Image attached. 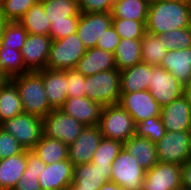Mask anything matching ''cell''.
<instances>
[{
	"label": "cell",
	"instance_id": "e575fe53",
	"mask_svg": "<svg viewBox=\"0 0 191 190\" xmlns=\"http://www.w3.org/2000/svg\"><path fill=\"white\" fill-rule=\"evenodd\" d=\"M156 36L167 51L191 47V27L156 34Z\"/></svg>",
	"mask_w": 191,
	"mask_h": 190
},
{
	"label": "cell",
	"instance_id": "7bdbcfd3",
	"mask_svg": "<svg viewBox=\"0 0 191 190\" xmlns=\"http://www.w3.org/2000/svg\"><path fill=\"white\" fill-rule=\"evenodd\" d=\"M120 40V36L115 31L113 25H111L104 31V34L101 36V38H98L96 47L114 53Z\"/></svg>",
	"mask_w": 191,
	"mask_h": 190
},
{
	"label": "cell",
	"instance_id": "6da1fadb",
	"mask_svg": "<svg viewBox=\"0 0 191 190\" xmlns=\"http://www.w3.org/2000/svg\"><path fill=\"white\" fill-rule=\"evenodd\" d=\"M191 27V2L151 0L146 32L161 34Z\"/></svg>",
	"mask_w": 191,
	"mask_h": 190
},
{
	"label": "cell",
	"instance_id": "f6af8a7d",
	"mask_svg": "<svg viewBox=\"0 0 191 190\" xmlns=\"http://www.w3.org/2000/svg\"><path fill=\"white\" fill-rule=\"evenodd\" d=\"M38 179L37 174L27 173L25 169L22 177L13 190H42Z\"/></svg>",
	"mask_w": 191,
	"mask_h": 190
},
{
	"label": "cell",
	"instance_id": "8d00e7d4",
	"mask_svg": "<svg viewBox=\"0 0 191 190\" xmlns=\"http://www.w3.org/2000/svg\"><path fill=\"white\" fill-rule=\"evenodd\" d=\"M146 22L113 18L112 25L121 39H142L146 32Z\"/></svg>",
	"mask_w": 191,
	"mask_h": 190
},
{
	"label": "cell",
	"instance_id": "60d3db41",
	"mask_svg": "<svg viewBox=\"0 0 191 190\" xmlns=\"http://www.w3.org/2000/svg\"><path fill=\"white\" fill-rule=\"evenodd\" d=\"M85 79L86 77L75 69L66 70L68 98L85 97Z\"/></svg>",
	"mask_w": 191,
	"mask_h": 190
},
{
	"label": "cell",
	"instance_id": "f907efd6",
	"mask_svg": "<svg viewBox=\"0 0 191 190\" xmlns=\"http://www.w3.org/2000/svg\"><path fill=\"white\" fill-rule=\"evenodd\" d=\"M7 22H8V20L4 17V14L1 12V9H0V38L2 36L4 27L7 24Z\"/></svg>",
	"mask_w": 191,
	"mask_h": 190
},
{
	"label": "cell",
	"instance_id": "2e32d148",
	"mask_svg": "<svg viewBox=\"0 0 191 190\" xmlns=\"http://www.w3.org/2000/svg\"><path fill=\"white\" fill-rule=\"evenodd\" d=\"M160 118L166 132L191 131V106L183 95L161 107Z\"/></svg>",
	"mask_w": 191,
	"mask_h": 190
},
{
	"label": "cell",
	"instance_id": "603a6c76",
	"mask_svg": "<svg viewBox=\"0 0 191 190\" xmlns=\"http://www.w3.org/2000/svg\"><path fill=\"white\" fill-rule=\"evenodd\" d=\"M152 75V65L138 63L120 71L121 93H132L149 90V81Z\"/></svg>",
	"mask_w": 191,
	"mask_h": 190
},
{
	"label": "cell",
	"instance_id": "7c38bea8",
	"mask_svg": "<svg viewBox=\"0 0 191 190\" xmlns=\"http://www.w3.org/2000/svg\"><path fill=\"white\" fill-rule=\"evenodd\" d=\"M182 187L181 166L158 162L146 171L143 190H177Z\"/></svg>",
	"mask_w": 191,
	"mask_h": 190
},
{
	"label": "cell",
	"instance_id": "f5cc1de1",
	"mask_svg": "<svg viewBox=\"0 0 191 190\" xmlns=\"http://www.w3.org/2000/svg\"><path fill=\"white\" fill-rule=\"evenodd\" d=\"M6 78L0 73V87L6 82Z\"/></svg>",
	"mask_w": 191,
	"mask_h": 190
},
{
	"label": "cell",
	"instance_id": "277c9868",
	"mask_svg": "<svg viewBox=\"0 0 191 190\" xmlns=\"http://www.w3.org/2000/svg\"><path fill=\"white\" fill-rule=\"evenodd\" d=\"M85 97L100 103L102 106L119 104L120 71L110 69L87 76L85 79Z\"/></svg>",
	"mask_w": 191,
	"mask_h": 190
},
{
	"label": "cell",
	"instance_id": "4316f807",
	"mask_svg": "<svg viewBox=\"0 0 191 190\" xmlns=\"http://www.w3.org/2000/svg\"><path fill=\"white\" fill-rule=\"evenodd\" d=\"M114 58L119 71L141 63V39H121L114 52Z\"/></svg>",
	"mask_w": 191,
	"mask_h": 190
},
{
	"label": "cell",
	"instance_id": "5bb4252c",
	"mask_svg": "<svg viewBox=\"0 0 191 190\" xmlns=\"http://www.w3.org/2000/svg\"><path fill=\"white\" fill-rule=\"evenodd\" d=\"M112 13H81L77 35L86 49L96 47L98 38L112 25Z\"/></svg>",
	"mask_w": 191,
	"mask_h": 190
},
{
	"label": "cell",
	"instance_id": "db71d44e",
	"mask_svg": "<svg viewBox=\"0 0 191 190\" xmlns=\"http://www.w3.org/2000/svg\"><path fill=\"white\" fill-rule=\"evenodd\" d=\"M73 1L74 3H76L78 6H80L84 0H71Z\"/></svg>",
	"mask_w": 191,
	"mask_h": 190
},
{
	"label": "cell",
	"instance_id": "ab89813d",
	"mask_svg": "<svg viewBox=\"0 0 191 190\" xmlns=\"http://www.w3.org/2000/svg\"><path fill=\"white\" fill-rule=\"evenodd\" d=\"M79 19L80 16H70L69 21L52 22L49 30L52 41L76 33Z\"/></svg>",
	"mask_w": 191,
	"mask_h": 190
},
{
	"label": "cell",
	"instance_id": "74e56055",
	"mask_svg": "<svg viewBox=\"0 0 191 190\" xmlns=\"http://www.w3.org/2000/svg\"><path fill=\"white\" fill-rule=\"evenodd\" d=\"M166 133L164 124L160 117H151L136 124L137 136L149 139L153 143H157Z\"/></svg>",
	"mask_w": 191,
	"mask_h": 190
},
{
	"label": "cell",
	"instance_id": "30bf717a",
	"mask_svg": "<svg viewBox=\"0 0 191 190\" xmlns=\"http://www.w3.org/2000/svg\"><path fill=\"white\" fill-rule=\"evenodd\" d=\"M119 105L133 118L136 124L151 117H160L161 113V106L149 90L121 93Z\"/></svg>",
	"mask_w": 191,
	"mask_h": 190
},
{
	"label": "cell",
	"instance_id": "7402d4cb",
	"mask_svg": "<svg viewBox=\"0 0 191 190\" xmlns=\"http://www.w3.org/2000/svg\"><path fill=\"white\" fill-rule=\"evenodd\" d=\"M160 67L171 73L183 86L191 82V47L170 50L162 58Z\"/></svg>",
	"mask_w": 191,
	"mask_h": 190
},
{
	"label": "cell",
	"instance_id": "d590c367",
	"mask_svg": "<svg viewBox=\"0 0 191 190\" xmlns=\"http://www.w3.org/2000/svg\"><path fill=\"white\" fill-rule=\"evenodd\" d=\"M27 36L28 32L18 21H8L0 38V46L21 51Z\"/></svg>",
	"mask_w": 191,
	"mask_h": 190
},
{
	"label": "cell",
	"instance_id": "d6986e66",
	"mask_svg": "<svg viewBox=\"0 0 191 190\" xmlns=\"http://www.w3.org/2000/svg\"><path fill=\"white\" fill-rule=\"evenodd\" d=\"M43 79L47 101L52 109H60L65 103L67 96L66 70H38Z\"/></svg>",
	"mask_w": 191,
	"mask_h": 190
},
{
	"label": "cell",
	"instance_id": "e0dca14e",
	"mask_svg": "<svg viewBox=\"0 0 191 190\" xmlns=\"http://www.w3.org/2000/svg\"><path fill=\"white\" fill-rule=\"evenodd\" d=\"M74 165L67 159L46 164L38 177L42 190H68L73 181Z\"/></svg>",
	"mask_w": 191,
	"mask_h": 190
},
{
	"label": "cell",
	"instance_id": "1f68e13d",
	"mask_svg": "<svg viewBox=\"0 0 191 190\" xmlns=\"http://www.w3.org/2000/svg\"><path fill=\"white\" fill-rule=\"evenodd\" d=\"M50 23L69 21L70 16H80L79 6L71 0H41Z\"/></svg>",
	"mask_w": 191,
	"mask_h": 190
},
{
	"label": "cell",
	"instance_id": "9f6ffc18",
	"mask_svg": "<svg viewBox=\"0 0 191 190\" xmlns=\"http://www.w3.org/2000/svg\"><path fill=\"white\" fill-rule=\"evenodd\" d=\"M177 190H190V189H187V188H184V187H180Z\"/></svg>",
	"mask_w": 191,
	"mask_h": 190
},
{
	"label": "cell",
	"instance_id": "d6a6232c",
	"mask_svg": "<svg viewBox=\"0 0 191 190\" xmlns=\"http://www.w3.org/2000/svg\"><path fill=\"white\" fill-rule=\"evenodd\" d=\"M167 50L158 40L157 36L145 32L141 39V60L152 66H160L162 58L166 55Z\"/></svg>",
	"mask_w": 191,
	"mask_h": 190
},
{
	"label": "cell",
	"instance_id": "83f0119b",
	"mask_svg": "<svg viewBox=\"0 0 191 190\" xmlns=\"http://www.w3.org/2000/svg\"><path fill=\"white\" fill-rule=\"evenodd\" d=\"M32 151L35 152L45 164L68 159V145L58 139L48 138L44 135Z\"/></svg>",
	"mask_w": 191,
	"mask_h": 190
},
{
	"label": "cell",
	"instance_id": "7a4b0ae2",
	"mask_svg": "<svg viewBox=\"0 0 191 190\" xmlns=\"http://www.w3.org/2000/svg\"><path fill=\"white\" fill-rule=\"evenodd\" d=\"M10 80L19 91L24 113L42 118L53 110L47 101L43 79L38 71H29Z\"/></svg>",
	"mask_w": 191,
	"mask_h": 190
},
{
	"label": "cell",
	"instance_id": "816d5d0a",
	"mask_svg": "<svg viewBox=\"0 0 191 190\" xmlns=\"http://www.w3.org/2000/svg\"><path fill=\"white\" fill-rule=\"evenodd\" d=\"M68 190H99V189L82 187V186H69Z\"/></svg>",
	"mask_w": 191,
	"mask_h": 190
},
{
	"label": "cell",
	"instance_id": "4fadbf2b",
	"mask_svg": "<svg viewBox=\"0 0 191 190\" xmlns=\"http://www.w3.org/2000/svg\"><path fill=\"white\" fill-rule=\"evenodd\" d=\"M102 138L98 125L85 126L77 139L68 145V159L74 166L91 163Z\"/></svg>",
	"mask_w": 191,
	"mask_h": 190
},
{
	"label": "cell",
	"instance_id": "cb8c5ba5",
	"mask_svg": "<svg viewBox=\"0 0 191 190\" xmlns=\"http://www.w3.org/2000/svg\"><path fill=\"white\" fill-rule=\"evenodd\" d=\"M27 165V150L0 160V190H13Z\"/></svg>",
	"mask_w": 191,
	"mask_h": 190
},
{
	"label": "cell",
	"instance_id": "484cf974",
	"mask_svg": "<svg viewBox=\"0 0 191 190\" xmlns=\"http://www.w3.org/2000/svg\"><path fill=\"white\" fill-rule=\"evenodd\" d=\"M24 113L20 94L15 84L7 79L0 87V124Z\"/></svg>",
	"mask_w": 191,
	"mask_h": 190
},
{
	"label": "cell",
	"instance_id": "8992f818",
	"mask_svg": "<svg viewBox=\"0 0 191 190\" xmlns=\"http://www.w3.org/2000/svg\"><path fill=\"white\" fill-rule=\"evenodd\" d=\"M0 127L10 133L25 150H32L43 136L42 118L22 113L6 120Z\"/></svg>",
	"mask_w": 191,
	"mask_h": 190
},
{
	"label": "cell",
	"instance_id": "8fae6325",
	"mask_svg": "<svg viewBox=\"0 0 191 190\" xmlns=\"http://www.w3.org/2000/svg\"><path fill=\"white\" fill-rule=\"evenodd\" d=\"M149 91L156 102L165 106L183 95V85L160 66H152Z\"/></svg>",
	"mask_w": 191,
	"mask_h": 190
},
{
	"label": "cell",
	"instance_id": "4dcf8cb0",
	"mask_svg": "<svg viewBox=\"0 0 191 190\" xmlns=\"http://www.w3.org/2000/svg\"><path fill=\"white\" fill-rule=\"evenodd\" d=\"M29 72L25 67L21 51L15 48L0 46V73L6 78L22 75Z\"/></svg>",
	"mask_w": 191,
	"mask_h": 190
},
{
	"label": "cell",
	"instance_id": "5b68a950",
	"mask_svg": "<svg viewBox=\"0 0 191 190\" xmlns=\"http://www.w3.org/2000/svg\"><path fill=\"white\" fill-rule=\"evenodd\" d=\"M86 48L77 33L51 43L46 68L51 70L75 69Z\"/></svg>",
	"mask_w": 191,
	"mask_h": 190
},
{
	"label": "cell",
	"instance_id": "3957f363",
	"mask_svg": "<svg viewBox=\"0 0 191 190\" xmlns=\"http://www.w3.org/2000/svg\"><path fill=\"white\" fill-rule=\"evenodd\" d=\"M98 127L104 138L126 142L136 132L133 118L119 105L103 106Z\"/></svg>",
	"mask_w": 191,
	"mask_h": 190
},
{
	"label": "cell",
	"instance_id": "f1b7e54d",
	"mask_svg": "<svg viewBox=\"0 0 191 190\" xmlns=\"http://www.w3.org/2000/svg\"><path fill=\"white\" fill-rule=\"evenodd\" d=\"M151 0H117L112 8V18L147 21Z\"/></svg>",
	"mask_w": 191,
	"mask_h": 190
},
{
	"label": "cell",
	"instance_id": "7dc6e473",
	"mask_svg": "<svg viewBox=\"0 0 191 190\" xmlns=\"http://www.w3.org/2000/svg\"><path fill=\"white\" fill-rule=\"evenodd\" d=\"M182 187L191 190V158L181 166Z\"/></svg>",
	"mask_w": 191,
	"mask_h": 190
},
{
	"label": "cell",
	"instance_id": "f546056e",
	"mask_svg": "<svg viewBox=\"0 0 191 190\" xmlns=\"http://www.w3.org/2000/svg\"><path fill=\"white\" fill-rule=\"evenodd\" d=\"M18 22L28 34L49 35L51 23L43 10V2L39 0L33 5Z\"/></svg>",
	"mask_w": 191,
	"mask_h": 190
},
{
	"label": "cell",
	"instance_id": "ffe728a7",
	"mask_svg": "<svg viewBox=\"0 0 191 190\" xmlns=\"http://www.w3.org/2000/svg\"><path fill=\"white\" fill-rule=\"evenodd\" d=\"M110 69H117L114 53L97 47L87 49L75 67L85 77Z\"/></svg>",
	"mask_w": 191,
	"mask_h": 190
},
{
	"label": "cell",
	"instance_id": "9a60e30c",
	"mask_svg": "<svg viewBox=\"0 0 191 190\" xmlns=\"http://www.w3.org/2000/svg\"><path fill=\"white\" fill-rule=\"evenodd\" d=\"M52 39L49 35L28 34L21 49L22 60L29 71L45 69Z\"/></svg>",
	"mask_w": 191,
	"mask_h": 190
},
{
	"label": "cell",
	"instance_id": "f35d334b",
	"mask_svg": "<svg viewBox=\"0 0 191 190\" xmlns=\"http://www.w3.org/2000/svg\"><path fill=\"white\" fill-rule=\"evenodd\" d=\"M39 0H2L1 12L8 21H18Z\"/></svg>",
	"mask_w": 191,
	"mask_h": 190
},
{
	"label": "cell",
	"instance_id": "44dd1931",
	"mask_svg": "<svg viewBox=\"0 0 191 190\" xmlns=\"http://www.w3.org/2000/svg\"><path fill=\"white\" fill-rule=\"evenodd\" d=\"M111 166L85 163L74 166L73 181L70 186H82L94 189L110 181Z\"/></svg>",
	"mask_w": 191,
	"mask_h": 190
},
{
	"label": "cell",
	"instance_id": "836d02e7",
	"mask_svg": "<svg viewBox=\"0 0 191 190\" xmlns=\"http://www.w3.org/2000/svg\"><path fill=\"white\" fill-rule=\"evenodd\" d=\"M122 148V142L103 137L97 150L93 154L91 163L95 165L111 166Z\"/></svg>",
	"mask_w": 191,
	"mask_h": 190
},
{
	"label": "cell",
	"instance_id": "ee69618b",
	"mask_svg": "<svg viewBox=\"0 0 191 190\" xmlns=\"http://www.w3.org/2000/svg\"><path fill=\"white\" fill-rule=\"evenodd\" d=\"M113 0H84L79 6L81 13H104L111 12Z\"/></svg>",
	"mask_w": 191,
	"mask_h": 190
},
{
	"label": "cell",
	"instance_id": "b9f144b4",
	"mask_svg": "<svg viewBox=\"0 0 191 190\" xmlns=\"http://www.w3.org/2000/svg\"><path fill=\"white\" fill-rule=\"evenodd\" d=\"M23 150L20 143L0 127V160L20 154Z\"/></svg>",
	"mask_w": 191,
	"mask_h": 190
},
{
	"label": "cell",
	"instance_id": "9c48e42d",
	"mask_svg": "<svg viewBox=\"0 0 191 190\" xmlns=\"http://www.w3.org/2000/svg\"><path fill=\"white\" fill-rule=\"evenodd\" d=\"M84 125L60 109H53L42 117L43 135L70 145L80 135Z\"/></svg>",
	"mask_w": 191,
	"mask_h": 190
},
{
	"label": "cell",
	"instance_id": "ac0fdd59",
	"mask_svg": "<svg viewBox=\"0 0 191 190\" xmlns=\"http://www.w3.org/2000/svg\"><path fill=\"white\" fill-rule=\"evenodd\" d=\"M103 106L87 97L67 98L60 108L84 126H96L99 124Z\"/></svg>",
	"mask_w": 191,
	"mask_h": 190
},
{
	"label": "cell",
	"instance_id": "681fc988",
	"mask_svg": "<svg viewBox=\"0 0 191 190\" xmlns=\"http://www.w3.org/2000/svg\"><path fill=\"white\" fill-rule=\"evenodd\" d=\"M183 96L188 101V104L191 106V82L183 86Z\"/></svg>",
	"mask_w": 191,
	"mask_h": 190
},
{
	"label": "cell",
	"instance_id": "d4e9b609",
	"mask_svg": "<svg viewBox=\"0 0 191 190\" xmlns=\"http://www.w3.org/2000/svg\"><path fill=\"white\" fill-rule=\"evenodd\" d=\"M123 148L128 151L141 167L147 171L158 163L156 144L149 139L136 134L123 143Z\"/></svg>",
	"mask_w": 191,
	"mask_h": 190
},
{
	"label": "cell",
	"instance_id": "c3c4849f",
	"mask_svg": "<svg viewBox=\"0 0 191 190\" xmlns=\"http://www.w3.org/2000/svg\"><path fill=\"white\" fill-rule=\"evenodd\" d=\"M99 190H125L123 187L109 181L104 183Z\"/></svg>",
	"mask_w": 191,
	"mask_h": 190
},
{
	"label": "cell",
	"instance_id": "bcb514c9",
	"mask_svg": "<svg viewBox=\"0 0 191 190\" xmlns=\"http://www.w3.org/2000/svg\"><path fill=\"white\" fill-rule=\"evenodd\" d=\"M45 163L38 157V155L32 150H27V173L41 175L42 168H45Z\"/></svg>",
	"mask_w": 191,
	"mask_h": 190
},
{
	"label": "cell",
	"instance_id": "52a82bcc",
	"mask_svg": "<svg viewBox=\"0 0 191 190\" xmlns=\"http://www.w3.org/2000/svg\"><path fill=\"white\" fill-rule=\"evenodd\" d=\"M146 171L124 148L121 149L111 164L110 181L125 190L143 188Z\"/></svg>",
	"mask_w": 191,
	"mask_h": 190
},
{
	"label": "cell",
	"instance_id": "ba28073f",
	"mask_svg": "<svg viewBox=\"0 0 191 190\" xmlns=\"http://www.w3.org/2000/svg\"><path fill=\"white\" fill-rule=\"evenodd\" d=\"M159 162L182 166L191 158V131L166 132L156 143Z\"/></svg>",
	"mask_w": 191,
	"mask_h": 190
},
{
	"label": "cell",
	"instance_id": "11a10c76",
	"mask_svg": "<svg viewBox=\"0 0 191 190\" xmlns=\"http://www.w3.org/2000/svg\"><path fill=\"white\" fill-rule=\"evenodd\" d=\"M164 1H183V2H191V0H164Z\"/></svg>",
	"mask_w": 191,
	"mask_h": 190
}]
</instances>
